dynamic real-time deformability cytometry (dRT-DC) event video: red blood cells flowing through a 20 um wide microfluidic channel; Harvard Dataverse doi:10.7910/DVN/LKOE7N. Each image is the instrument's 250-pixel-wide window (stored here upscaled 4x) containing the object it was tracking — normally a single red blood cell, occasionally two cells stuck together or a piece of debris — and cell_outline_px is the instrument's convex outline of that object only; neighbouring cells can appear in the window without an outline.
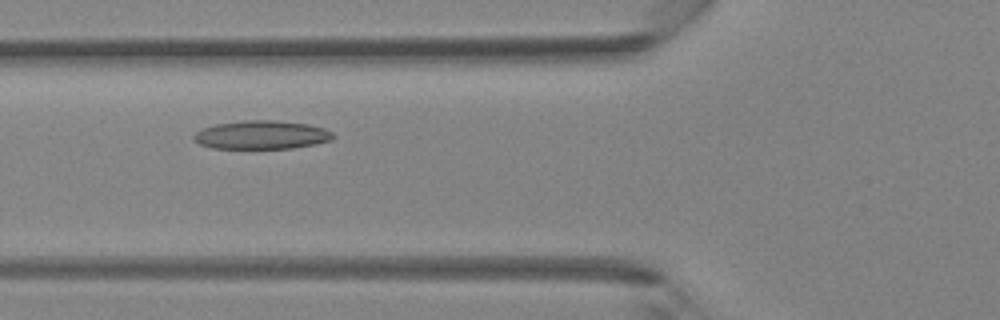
{"species": "Egyptian fruit bat (a non-hibernating species)", "species_latin": "Rousettus aegyptiacus", "temperature_condition": "room temperature", "stored_images_in_passage": 31, "camera_frame_rate_fps": 3000, "um_per_image_px": 0.085, "animal": {"sex": "female"}, "frame": {"image": 1, "passage_image": 7, "time_ms": 2.0, "image_size_px": [1000, 320], "cell_outline_px": [[336, 136], [332, 140], [316, 144], [292, 148], [212, 148], [200, 144], [192, 136], [196, 132], [204, 128], [216, 124], [244, 120], [276, 120], [308, 124], [324, 128], [332, 132]], "centroid_in_image_um": [22.28, 11.46], "position_along_channel_um": 103.5, "area_um2": 23.12}}
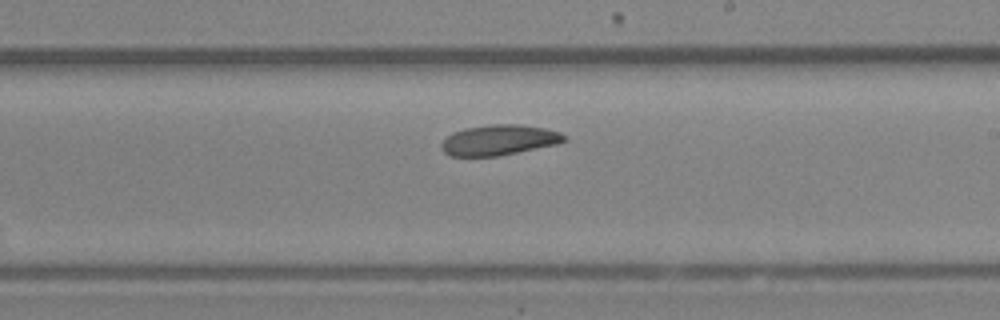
{"frame": {"image": 2, "passage_image": 16, "time_ms": 5.0, "image_size_px": [1000, 320], "cell_outline_px": [[564, 140], [556, 144], [500, 156], [448, 156], [440, 148], [440, 144], [452, 132], [464, 128], [492, 124], [520, 124], [544, 128], [560, 132], [564, 136]], "centroid_in_image_um": [42.36, 11.9], "position_along_channel_um": 246.6, "area_um2": 21.73}}
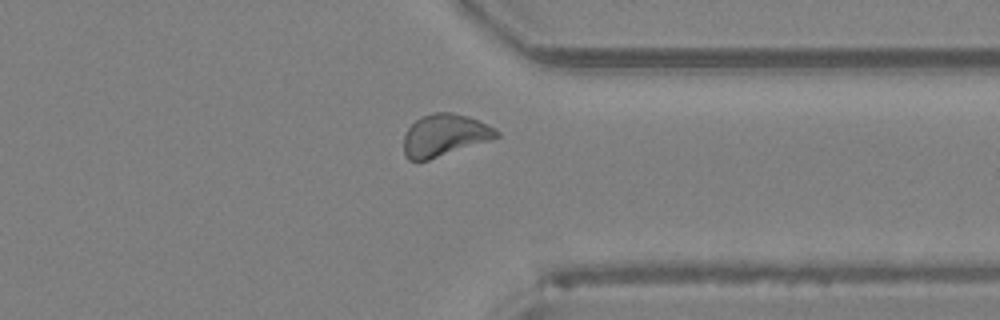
{"frame": {"image": 3, "passage_image": 24, "time_ms": 7.667, "image_size_px": [1000, 320], "cell_outline_px": [[500, 136], [492, 140], [428, 160], [408, 160], [404, 156], [404, 136], [408, 128], [420, 116], [436, 112], [448, 112], [468, 116], [496, 128], [500, 132]], "centroid_in_image_um": [37.8, 11.5], "position_along_channel_um": 373.6, "area_um2": 22.83}}